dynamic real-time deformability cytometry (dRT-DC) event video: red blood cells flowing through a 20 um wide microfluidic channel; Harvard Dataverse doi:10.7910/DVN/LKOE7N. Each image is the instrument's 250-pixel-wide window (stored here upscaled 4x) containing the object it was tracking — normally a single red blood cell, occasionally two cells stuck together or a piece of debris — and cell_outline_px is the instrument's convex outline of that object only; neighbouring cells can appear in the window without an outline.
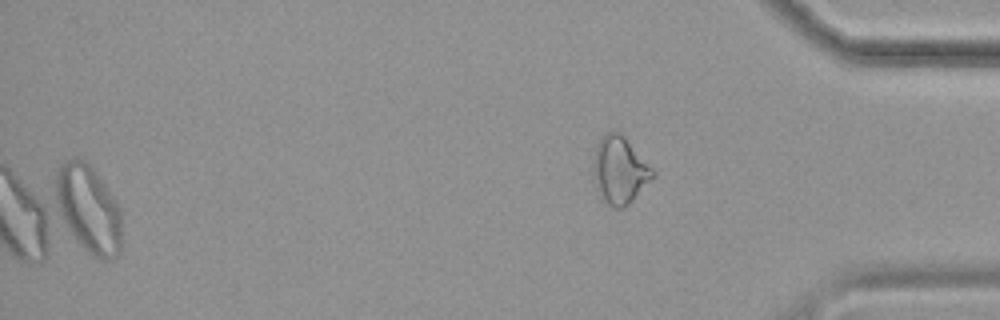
{"species": "common noctule bat (a hibernating species)", "species_latin": "Nyctalus noctula", "temperature_condition": "cold", "stored_images_in_passage": 56, "camera_frame_rate_fps": 3000, "um_per_image_px": 0.085, "animal": {"sex": "female", "body_mass_g": 19.9}, "frame": {"image": 1, "passage_image": 56, "time_ms": 18.333, "image_size_px": [1000, 320], "cell_outline_px": [[656, 172], [632, 200], [624, 208], [616, 208], [608, 204], [604, 200], [596, 188], [592, 176], [592, 164], [596, 144], [608, 132], [620, 132], [624, 136]], "centroid_in_image_um": [52.63, 14.46], "position_along_channel_um": 382.6, "area_um2": 22.95}, "authors_computed_cell_mechanics": {"area_um2": 23.6402, "velocity_mm_per_s": 3.4835, "shape_relaxation_time_tau1_ms": null, "shape_relaxation_time_tau2_ms": 6.2337, "deformation_change_tau1": null, "deformation_change_tau2": 0.1312}}